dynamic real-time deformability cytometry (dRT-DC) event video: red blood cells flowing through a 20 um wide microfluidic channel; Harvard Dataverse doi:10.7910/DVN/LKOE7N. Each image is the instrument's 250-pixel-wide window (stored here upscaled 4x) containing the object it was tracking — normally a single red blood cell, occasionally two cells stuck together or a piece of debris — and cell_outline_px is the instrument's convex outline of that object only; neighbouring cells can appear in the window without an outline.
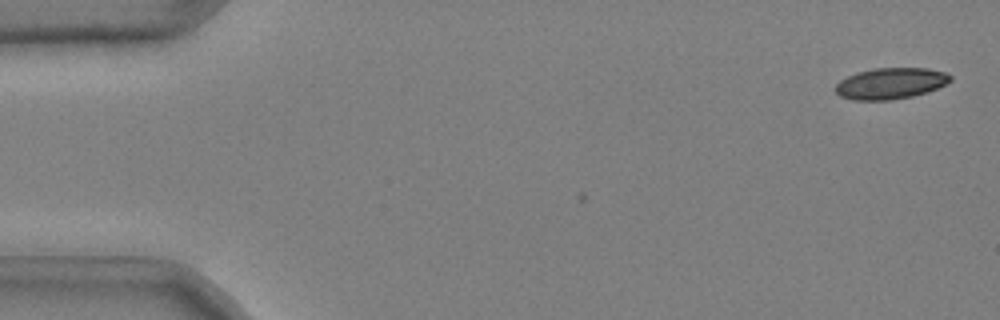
{"species": "common noctule bat (a hibernating species)", "species_latin": "Nyctalus noctula", "temperature_condition": "cold", "stored_images_in_passage": 4, "camera_frame_rate_fps": 3000, "um_per_image_px": 0.085, "animal": {"sex": "male", "body_mass_g": 20.4}, "frame": {"image": 1, "passage_image": 1, "time_ms": 0.0, "image_size_px": [1000, 320], "cell_outline_px": [[952, 80], [928, 92], [912, 96], [892, 100], [852, 100], [840, 96], [836, 92], [836, 84], [840, 80], [848, 76], [872, 68], [928, 68], [944, 72], [952, 76]], "centroid_in_image_um": [75.7, 7.09], "position_along_channel_um": 9.3, "area_um2": 20.81}}